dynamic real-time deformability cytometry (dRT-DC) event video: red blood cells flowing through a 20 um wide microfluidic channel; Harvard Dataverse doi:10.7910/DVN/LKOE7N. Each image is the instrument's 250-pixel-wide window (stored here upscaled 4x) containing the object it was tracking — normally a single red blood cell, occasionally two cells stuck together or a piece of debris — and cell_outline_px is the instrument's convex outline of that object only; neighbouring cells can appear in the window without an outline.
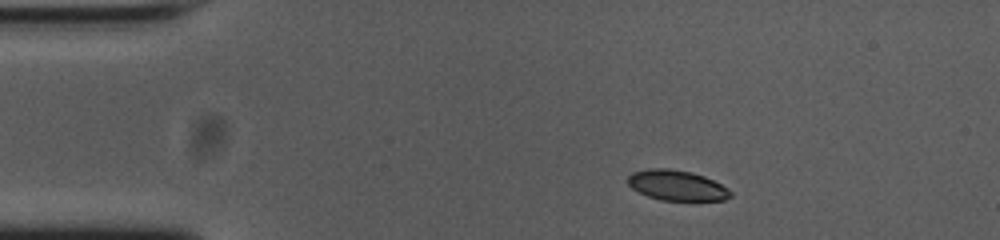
{"species": "common noctule bat (a hibernating species)", "species_latin": "Nyctalus noctula", "temperature_condition": "cold", "stored_images_in_passage": 33, "camera_frame_rate_fps": 3000, "um_per_image_px": 0.085, "animal": {"sex": "female", "body_mass_g": 23.0, "forearm_length_mm": 53.4}, "frame": {"image": 1, "passage_image": 1, "time_ms": 0.0, "image_size_px": [1000, 240], "cell_outline_px": [[732, 196], [724, 200], [660, 200], [648, 196], [632, 188], [628, 184], [628, 176], [632, 172], [652, 168], [668, 168], [692, 172], [704, 176], [728, 188], [732, 192]], "centroid_in_image_um": [57.54, 15.75], "position_along_channel_um": 27.5, "area_um2": 18.03}}
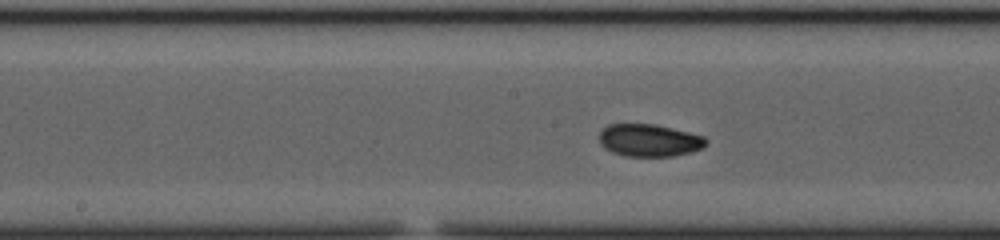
{"frame": {"image": 2, "passage_image": 19, "time_ms": 6.0, "image_size_px": [1000, 240], "cell_outline_px": [[708, 144], [704, 148], [692, 152], [672, 156], [624, 156], [612, 152], [604, 148], [600, 144], [600, 132], [608, 124], [656, 124], [704, 136], [708, 140]], "centroid_in_image_um": [55.22, 11.93], "position_along_channel_um": 193.0, "area_um2": 20.35}}
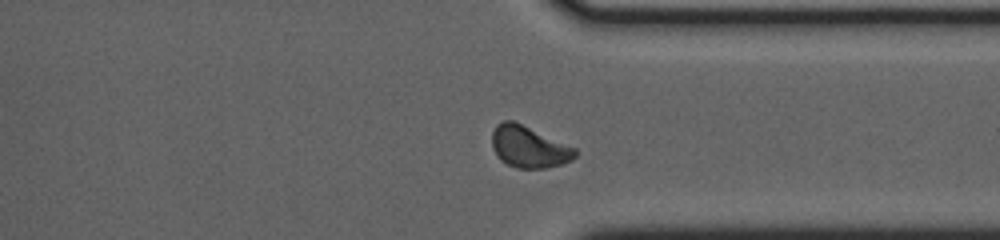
{"frame": {"image": 3, "passage_image": 33, "time_ms": 10.667, "image_size_px": [1000, 240], "cell_outline_px": [[576, 156], [572, 160], [560, 164], [544, 168], [516, 168], [500, 160], [496, 156], [492, 148], [492, 132], [496, 124], [504, 120], [512, 120], [576, 148]], "centroid_in_image_um": [44.92, 12.49], "position_along_channel_um": 366.5, "area_um2": 20.06}, "authors_computed_cell_mechanics": {"area_um2": 19.9988, "velocity_mm_per_s": 3.7368, "shape_relaxation_time_tau1_ms": 3.5799, "shape_relaxation_time_tau2_ms": 4.848, "deformation_change_tau1": 0.1103, "deformation_change_tau2": 0.0828}}